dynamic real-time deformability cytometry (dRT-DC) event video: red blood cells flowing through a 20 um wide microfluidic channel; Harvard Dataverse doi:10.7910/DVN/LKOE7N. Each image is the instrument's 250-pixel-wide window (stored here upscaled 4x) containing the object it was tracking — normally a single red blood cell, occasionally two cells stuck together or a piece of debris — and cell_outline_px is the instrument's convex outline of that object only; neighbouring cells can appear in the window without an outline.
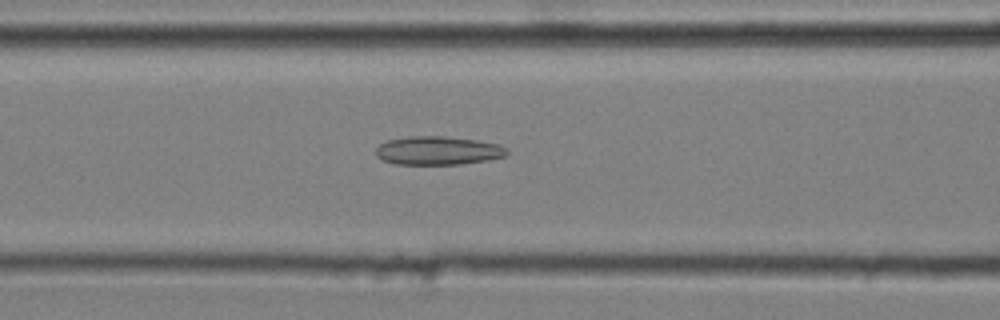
{"species": "common noctule bat (a hibernating species)", "species_latin": "Nyctalus noctula", "temperature_condition": "cold", "stored_images_in_passage": 50, "camera_frame_rate_fps": 3000, "um_per_image_px": 0.085, "animal": {"sex": "male", "body_mass_g": 20.4}, "frame": {"image": 1, "passage_image": 21, "time_ms": 6.667, "image_size_px": [1000, 320], "cell_outline_px": [[508, 156], [488, 160], [460, 164], [396, 164], [384, 160], [376, 156], [376, 148], [380, 144], [388, 140], [408, 136], [444, 136], [476, 140], [500, 144], [508, 148]], "centroid_in_image_um": [37.27, 12.8], "position_along_channel_um": 129.3, "area_um2": 21.91}}
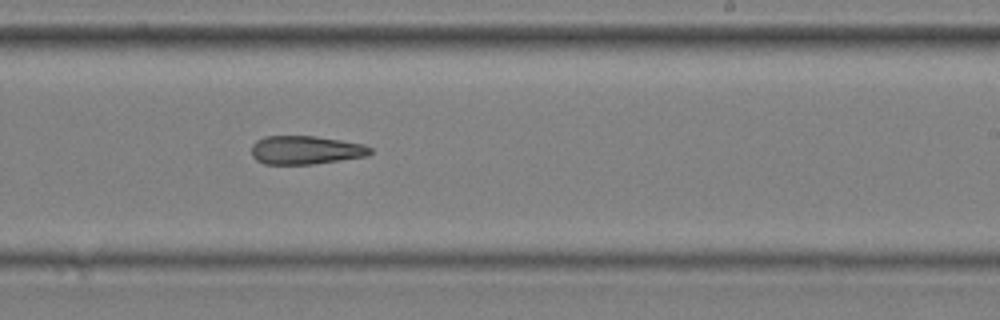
{"frame": {"image": 2, "passage_image": 32, "time_ms": 10.333, "image_size_px": [1000, 320], "cell_outline_px": [[372, 152], [368, 156], [312, 164], [264, 164], [256, 160], [252, 156], [252, 144], [256, 140], [264, 136], [316, 136], [364, 144], [372, 148]], "centroid_in_image_um": [25.97, 12.75], "position_along_channel_um": 263.0, "area_um2": 19.83}}
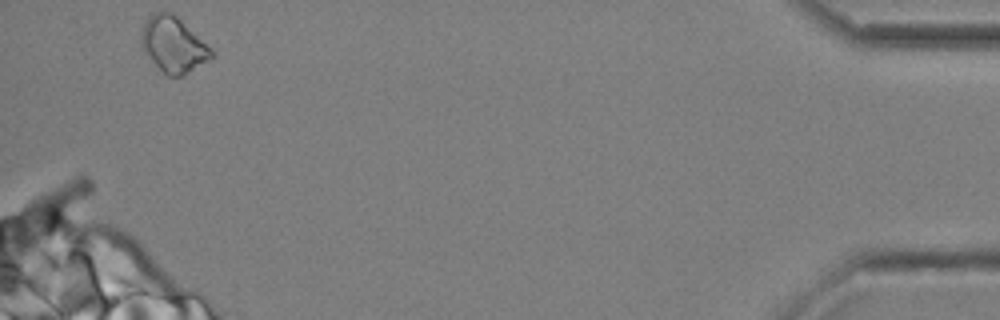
{"frame": {"image": 3, "passage_image": 50, "time_ms": 16.333, "image_size_px": [1000, 320], "cell_outline_px": [[212, 56], [208, 60], [184, 76], [168, 76], [144, 52], [140, 44], [140, 36], [144, 24], [148, 16], [152, 12], [172, 12], [212, 52]], "centroid_in_image_um": [14.66, 3.8], "position_along_channel_um": 420.5, "area_um2": 21.91}, "authors_computed_cell_mechanics": {"area_um2": 21.1259, "velocity_mm_per_s": 3.6558, "shape_relaxation_time_tau1_ms": null, "shape_relaxation_time_tau2_ms": 5.7433, "deformation_change_tau1": null, "deformation_change_tau2": 0.1676}}